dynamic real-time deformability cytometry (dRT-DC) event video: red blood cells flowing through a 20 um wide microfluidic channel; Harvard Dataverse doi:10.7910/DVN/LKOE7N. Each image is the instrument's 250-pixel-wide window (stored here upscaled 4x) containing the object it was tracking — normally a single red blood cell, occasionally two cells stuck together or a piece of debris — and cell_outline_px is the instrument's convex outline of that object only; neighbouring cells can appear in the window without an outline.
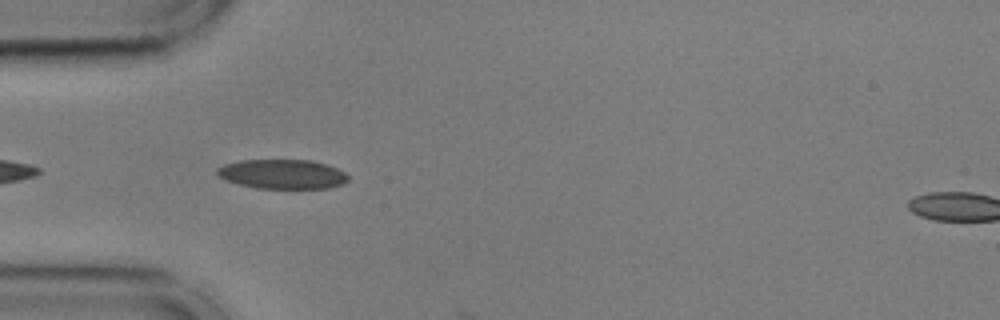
{"species": "common noctule bat (a hibernating species)", "species_latin": "Nyctalus noctula", "temperature_condition": "cold", "stored_images_in_passage": 3, "camera_frame_rate_fps": 3000, "um_per_image_px": 0.085, "animal": {"sex": "male", "body_mass_g": 17.9, "forearm_length_mm": 54.2}, "frame": {"image": 1, "passage_image": 2, "time_ms": 0.333, "image_size_px": [1000, 320], "cell_outline_px": [[348, 180], [344, 184], [328, 188], [256, 188], [240, 184], [228, 180], [220, 176], [216, 172], [216, 168], [224, 164], [240, 160], [312, 160], [328, 164], [344, 172], [348, 176]], "centroid_in_image_um": [24.03, 14.79], "position_along_channel_um": 61.0, "area_um2": 22.43}}